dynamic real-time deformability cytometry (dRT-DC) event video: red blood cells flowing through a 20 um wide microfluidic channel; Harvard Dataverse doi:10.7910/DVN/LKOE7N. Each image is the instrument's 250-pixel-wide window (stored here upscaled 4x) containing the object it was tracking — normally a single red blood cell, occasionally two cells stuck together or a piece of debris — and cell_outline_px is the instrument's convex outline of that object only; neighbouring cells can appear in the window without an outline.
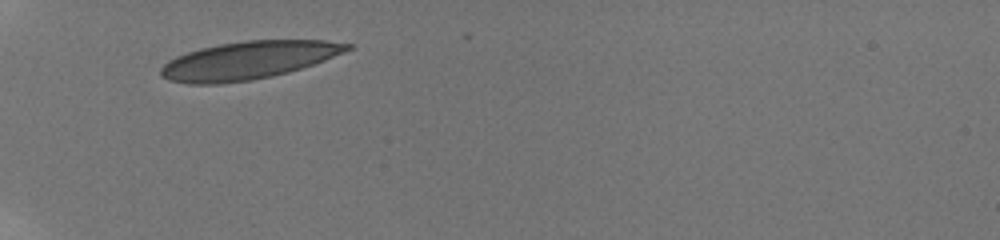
{"species": "human", "species_latin": "Homo sapiens", "temperature_condition": "room temperature", "stored_images_in_passage": 25, "camera_frame_rate_fps": 3000, "um_per_image_px": 0.085, "donor": {"sex": "male"}, "frame": {"image": 1, "passage_image": 1, "time_ms": 0.0, "image_size_px": [1000, 240], "cell_outline_px": [[352, 48], [344, 52], [324, 60], [288, 72], [272, 76], [252, 80], [216, 84], [188, 84], [168, 80], [160, 76], [160, 68], [168, 60], [176, 56], [200, 48], [220, 44], [248, 40], [324, 40], [352, 44]], "centroid_in_image_um": [21.06, 5.13], "position_along_channel_um": 63.9, "area_um2": 40.98}}
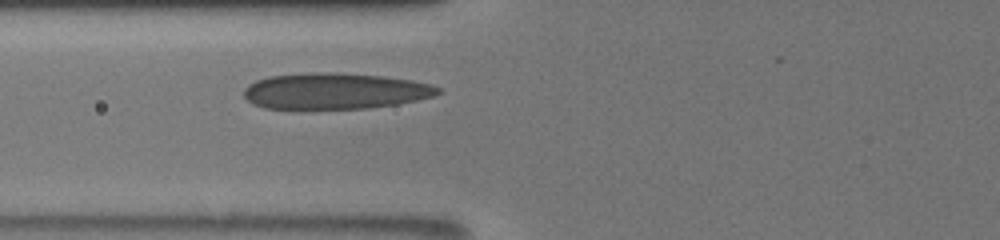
{"frame": {"image": 2, "passage_image": 10, "time_ms": 1.333, "image_size_px": [1000, 240], "cell_outline_px": [[444, 92], [436, 96], [396, 104], [368, 108], [264, 108], [252, 104], [244, 96], [244, 88], [248, 84], [256, 80], [268, 76], [380, 76], [412, 80], [432, 84], [440, 88]], "centroid_in_image_um": [28.54, 7.8], "position_along_channel_um": 97.3, "area_um2": 38.96}}
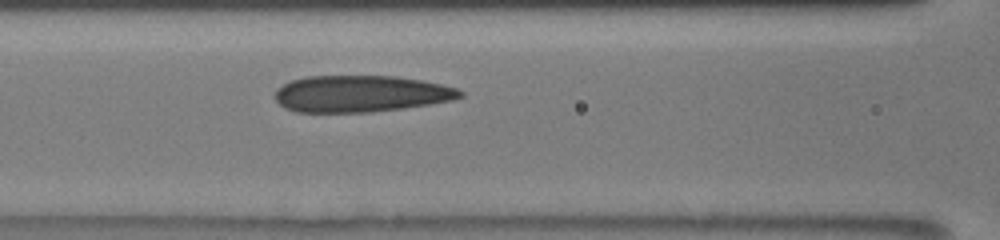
{"frame": {"image": 3, "passage_image": 17, "time_ms": 2.333, "image_size_px": [1000, 240], "cell_outline_px": [[464, 96], [452, 100], [404, 108], [372, 112], [296, 112], [284, 108], [276, 100], [276, 88], [292, 80], [304, 76], [396, 76], [420, 80], [440, 84], [456, 88], [464, 92]], "centroid_in_image_um": [30.65, 7.97], "position_along_channel_um": 135.9, "area_um2": 39.54}}